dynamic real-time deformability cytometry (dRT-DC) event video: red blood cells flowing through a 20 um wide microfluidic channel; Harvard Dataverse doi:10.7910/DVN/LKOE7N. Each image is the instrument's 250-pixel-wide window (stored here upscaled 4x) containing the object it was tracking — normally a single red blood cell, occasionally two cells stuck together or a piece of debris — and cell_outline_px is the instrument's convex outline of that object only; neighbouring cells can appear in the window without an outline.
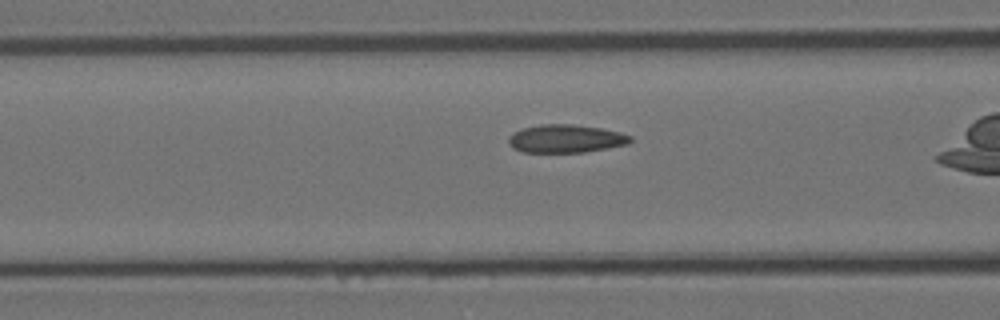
{"species": "Egyptian fruit bat (a non-hibernating species)", "species_latin": "Rousettus aegyptiacus", "temperature_condition": "room temperature", "stored_images_in_passage": 37, "camera_frame_rate_fps": 3000, "um_per_image_px": 0.085, "animal": {"sex": "female"}, "frame": {"image": 1, "passage_image": 16, "time_ms": 5.0, "image_size_px": [1000, 320], "cell_outline_px": [[632, 140], [628, 144], [584, 152], [524, 152], [512, 148], [508, 144], [508, 136], [512, 132], [524, 128], [540, 124], [572, 124], [600, 128], [620, 132], [632, 136]], "centroid_in_image_um": [48.06, 11.78], "position_along_channel_um": 118.5, "area_um2": 20.0}}